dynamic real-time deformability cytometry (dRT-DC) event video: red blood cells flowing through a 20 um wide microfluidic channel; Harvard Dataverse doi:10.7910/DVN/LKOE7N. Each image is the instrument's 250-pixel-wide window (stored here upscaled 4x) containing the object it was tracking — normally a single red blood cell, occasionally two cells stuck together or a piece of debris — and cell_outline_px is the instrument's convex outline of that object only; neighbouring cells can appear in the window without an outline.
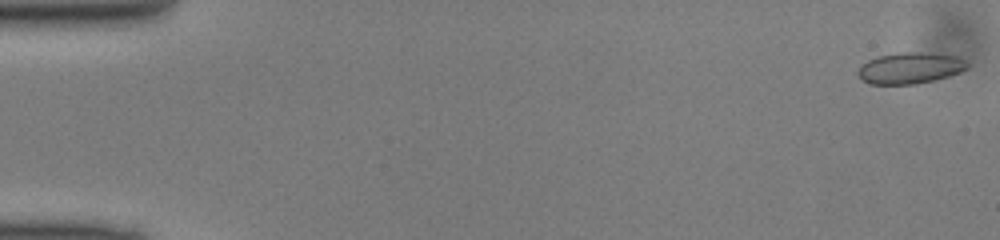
{"species": "common noctule bat (a hibernating species)", "species_latin": "Nyctalus noctula", "temperature_condition": "cold", "stored_images_in_passage": 49, "camera_frame_rate_fps": 3000, "um_per_image_px": 0.085, "animal": {"sex": "male", "body_mass_g": 13.0, "forearm_length_mm": 53.1}, "frame": {"image": 1, "passage_image": 1, "time_ms": 0.0, "image_size_px": [1000, 240], "cell_outline_px": [[968, 68], [960, 72], [948, 76], [932, 80], [912, 84], [868, 84], [856, 76], [856, 72], [868, 60], [880, 56], [900, 52], [920, 52], [960, 56], [968, 64]], "centroid_in_image_um": [77.35, 5.78], "position_along_channel_um": 7.7, "area_um2": 19.83}}
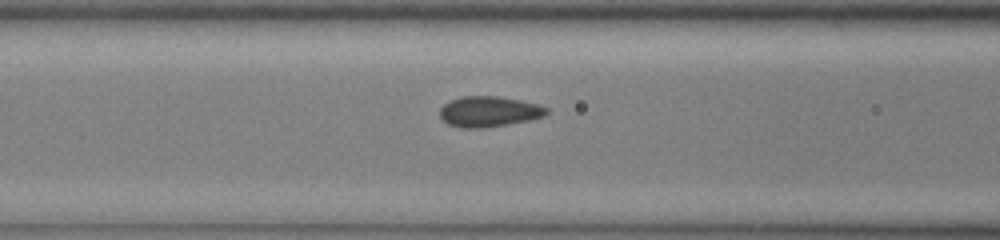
{"frame": {"image": 2, "passage_image": 20, "time_ms": 6.333, "image_size_px": [1000, 240], "cell_outline_px": [[548, 112], [544, 116], [528, 120], [508, 124], [480, 128], [464, 128], [448, 124], [440, 116], [440, 108], [448, 100], [460, 96], [496, 96], [520, 100], [540, 104], [548, 108]], "centroid_in_image_um": [41.55, 9.47], "position_along_channel_um": 125.0, "area_um2": 19.02}}
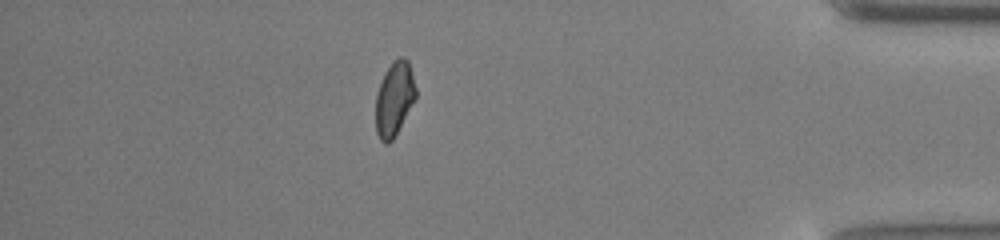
{"frame": {"image": 3, "passage_image": 43, "time_ms": 14.0, "image_size_px": [1000, 240], "cell_outline_px": [[416, 100], [392, 140], [388, 144], [384, 144], [380, 140], [376, 132], [376, 92], [384, 72], [392, 60], [396, 56], [404, 56], [408, 60], [416, 88]], "centroid_in_image_um": [33.52, 8.36], "position_along_channel_um": 401.7, "area_um2": 17.69}}